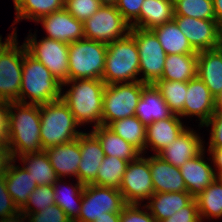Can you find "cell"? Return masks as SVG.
I'll return each mask as SVG.
<instances>
[{
  "mask_svg": "<svg viewBox=\"0 0 222 222\" xmlns=\"http://www.w3.org/2000/svg\"><path fill=\"white\" fill-rule=\"evenodd\" d=\"M105 83L102 79L68 80L61 87V99L69 107L77 123L97 127L102 125ZM70 88L64 91L65 87ZM65 93H64V92Z\"/></svg>",
  "mask_w": 222,
  "mask_h": 222,
  "instance_id": "obj_1",
  "label": "cell"
},
{
  "mask_svg": "<svg viewBox=\"0 0 222 222\" xmlns=\"http://www.w3.org/2000/svg\"><path fill=\"white\" fill-rule=\"evenodd\" d=\"M10 124L8 146L13 159L26 153L42 152L40 140V105L10 101Z\"/></svg>",
  "mask_w": 222,
  "mask_h": 222,
  "instance_id": "obj_2",
  "label": "cell"
},
{
  "mask_svg": "<svg viewBox=\"0 0 222 222\" xmlns=\"http://www.w3.org/2000/svg\"><path fill=\"white\" fill-rule=\"evenodd\" d=\"M61 86L40 61L28 52L24 54L19 103L42 105L59 100Z\"/></svg>",
  "mask_w": 222,
  "mask_h": 222,
  "instance_id": "obj_3",
  "label": "cell"
},
{
  "mask_svg": "<svg viewBox=\"0 0 222 222\" xmlns=\"http://www.w3.org/2000/svg\"><path fill=\"white\" fill-rule=\"evenodd\" d=\"M40 140L43 150L77 139L83 131L62 99L40 105Z\"/></svg>",
  "mask_w": 222,
  "mask_h": 222,
  "instance_id": "obj_4",
  "label": "cell"
},
{
  "mask_svg": "<svg viewBox=\"0 0 222 222\" xmlns=\"http://www.w3.org/2000/svg\"><path fill=\"white\" fill-rule=\"evenodd\" d=\"M139 66L138 47L135 38L129 33L107 44L102 80L105 84L140 81V77H137Z\"/></svg>",
  "mask_w": 222,
  "mask_h": 222,
  "instance_id": "obj_5",
  "label": "cell"
},
{
  "mask_svg": "<svg viewBox=\"0 0 222 222\" xmlns=\"http://www.w3.org/2000/svg\"><path fill=\"white\" fill-rule=\"evenodd\" d=\"M107 44L81 39L69 44L68 80L102 79Z\"/></svg>",
  "mask_w": 222,
  "mask_h": 222,
  "instance_id": "obj_6",
  "label": "cell"
},
{
  "mask_svg": "<svg viewBox=\"0 0 222 222\" xmlns=\"http://www.w3.org/2000/svg\"><path fill=\"white\" fill-rule=\"evenodd\" d=\"M146 83L106 84L103 96L102 125L109 126L112 122L135 115L142 89Z\"/></svg>",
  "mask_w": 222,
  "mask_h": 222,
  "instance_id": "obj_7",
  "label": "cell"
},
{
  "mask_svg": "<svg viewBox=\"0 0 222 222\" xmlns=\"http://www.w3.org/2000/svg\"><path fill=\"white\" fill-rule=\"evenodd\" d=\"M30 31L23 42L27 52L50 70L58 82L61 84L67 82L69 44L45 37L37 40L36 32L32 34Z\"/></svg>",
  "mask_w": 222,
  "mask_h": 222,
  "instance_id": "obj_8",
  "label": "cell"
},
{
  "mask_svg": "<svg viewBox=\"0 0 222 222\" xmlns=\"http://www.w3.org/2000/svg\"><path fill=\"white\" fill-rule=\"evenodd\" d=\"M84 38L110 44L130 33L131 25L115 5L103 4L92 17L83 22Z\"/></svg>",
  "mask_w": 222,
  "mask_h": 222,
  "instance_id": "obj_9",
  "label": "cell"
},
{
  "mask_svg": "<svg viewBox=\"0 0 222 222\" xmlns=\"http://www.w3.org/2000/svg\"><path fill=\"white\" fill-rule=\"evenodd\" d=\"M130 34L138 47L140 82L154 84L162 77L167 54L152 30L131 27Z\"/></svg>",
  "mask_w": 222,
  "mask_h": 222,
  "instance_id": "obj_10",
  "label": "cell"
},
{
  "mask_svg": "<svg viewBox=\"0 0 222 222\" xmlns=\"http://www.w3.org/2000/svg\"><path fill=\"white\" fill-rule=\"evenodd\" d=\"M125 202L119 189L87 184L83 189L81 209L73 222H94L103 213H121Z\"/></svg>",
  "mask_w": 222,
  "mask_h": 222,
  "instance_id": "obj_11",
  "label": "cell"
},
{
  "mask_svg": "<svg viewBox=\"0 0 222 222\" xmlns=\"http://www.w3.org/2000/svg\"><path fill=\"white\" fill-rule=\"evenodd\" d=\"M16 38L0 55V101L19 102L25 44Z\"/></svg>",
  "mask_w": 222,
  "mask_h": 222,
  "instance_id": "obj_12",
  "label": "cell"
},
{
  "mask_svg": "<svg viewBox=\"0 0 222 222\" xmlns=\"http://www.w3.org/2000/svg\"><path fill=\"white\" fill-rule=\"evenodd\" d=\"M119 191L126 203L136 204H142L154 194L149 156L141 154L128 163Z\"/></svg>",
  "mask_w": 222,
  "mask_h": 222,
  "instance_id": "obj_13",
  "label": "cell"
},
{
  "mask_svg": "<svg viewBox=\"0 0 222 222\" xmlns=\"http://www.w3.org/2000/svg\"><path fill=\"white\" fill-rule=\"evenodd\" d=\"M174 20L197 52L219 48L220 29L216 20L196 19L183 15H174Z\"/></svg>",
  "mask_w": 222,
  "mask_h": 222,
  "instance_id": "obj_14",
  "label": "cell"
},
{
  "mask_svg": "<svg viewBox=\"0 0 222 222\" xmlns=\"http://www.w3.org/2000/svg\"><path fill=\"white\" fill-rule=\"evenodd\" d=\"M215 113V96L210 92L205 83L196 76L187 82V91L183 111L179 114L181 118L196 116L200 121L199 127L209 121Z\"/></svg>",
  "mask_w": 222,
  "mask_h": 222,
  "instance_id": "obj_15",
  "label": "cell"
},
{
  "mask_svg": "<svg viewBox=\"0 0 222 222\" xmlns=\"http://www.w3.org/2000/svg\"><path fill=\"white\" fill-rule=\"evenodd\" d=\"M41 23L46 32L45 38L70 44L84 39L83 22L73 17L65 8L42 17Z\"/></svg>",
  "mask_w": 222,
  "mask_h": 222,
  "instance_id": "obj_16",
  "label": "cell"
},
{
  "mask_svg": "<svg viewBox=\"0 0 222 222\" xmlns=\"http://www.w3.org/2000/svg\"><path fill=\"white\" fill-rule=\"evenodd\" d=\"M199 135L196 130L187 127L169 146L157 155L179 168L205 149V141Z\"/></svg>",
  "mask_w": 222,
  "mask_h": 222,
  "instance_id": "obj_17",
  "label": "cell"
},
{
  "mask_svg": "<svg viewBox=\"0 0 222 222\" xmlns=\"http://www.w3.org/2000/svg\"><path fill=\"white\" fill-rule=\"evenodd\" d=\"M204 153L206 154L205 149L179 167L187 192L193 198L197 197L216 179L211 156L206 160Z\"/></svg>",
  "mask_w": 222,
  "mask_h": 222,
  "instance_id": "obj_18",
  "label": "cell"
},
{
  "mask_svg": "<svg viewBox=\"0 0 222 222\" xmlns=\"http://www.w3.org/2000/svg\"><path fill=\"white\" fill-rule=\"evenodd\" d=\"M81 161L79 163L77 180L83 185L91 184L97 177L98 168L105 155L98 138L85 131L79 136Z\"/></svg>",
  "mask_w": 222,
  "mask_h": 222,
  "instance_id": "obj_19",
  "label": "cell"
},
{
  "mask_svg": "<svg viewBox=\"0 0 222 222\" xmlns=\"http://www.w3.org/2000/svg\"><path fill=\"white\" fill-rule=\"evenodd\" d=\"M187 127L179 115L158 120L146 127L145 153L150 148L158 154L169 146ZM147 149V150H146Z\"/></svg>",
  "mask_w": 222,
  "mask_h": 222,
  "instance_id": "obj_20",
  "label": "cell"
},
{
  "mask_svg": "<svg viewBox=\"0 0 222 222\" xmlns=\"http://www.w3.org/2000/svg\"><path fill=\"white\" fill-rule=\"evenodd\" d=\"M154 193L187 191L180 169L163 160L157 154L149 156Z\"/></svg>",
  "mask_w": 222,
  "mask_h": 222,
  "instance_id": "obj_21",
  "label": "cell"
},
{
  "mask_svg": "<svg viewBox=\"0 0 222 222\" xmlns=\"http://www.w3.org/2000/svg\"><path fill=\"white\" fill-rule=\"evenodd\" d=\"M173 115L156 86L146 84L142 89L135 116L147 127L155 121L170 118Z\"/></svg>",
  "mask_w": 222,
  "mask_h": 222,
  "instance_id": "obj_22",
  "label": "cell"
},
{
  "mask_svg": "<svg viewBox=\"0 0 222 222\" xmlns=\"http://www.w3.org/2000/svg\"><path fill=\"white\" fill-rule=\"evenodd\" d=\"M45 151L58 178L62 179L63 177L66 179V176H68L76 177L75 179H77L81 161L79 137L72 142L47 148Z\"/></svg>",
  "mask_w": 222,
  "mask_h": 222,
  "instance_id": "obj_23",
  "label": "cell"
},
{
  "mask_svg": "<svg viewBox=\"0 0 222 222\" xmlns=\"http://www.w3.org/2000/svg\"><path fill=\"white\" fill-rule=\"evenodd\" d=\"M197 76L214 96L222 91V50L220 48L198 52Z\"/></svg>",
  "mask_w": 222,
  "mask_h": 222,
  "instance_id": "obj_24",
  "label": "cell"
},
{
  "mask_svg": "<svg viewBox=\"0 0 222 222\" xmlns=\"http://www.w3.org/2000/svg\"><path fill=\"white\" fill-rule=\"evenodd\" d=\"M15 163L16 160L14 159L5 174V184L14 204L20 210L26 204L29 195L37 187V183L26 169Z\"/></svg>",
  "mask_w": 222,
  "mask_h": 222,
  "instance_id": "obj_25",
  "label": "cell"
},
{
  "mask_svg": "<svg viewBox=\"0 0 222 222\" xmlns=\"http://www.w3.org/2000/svg\"><path fill=\"white\" fill-rule=\"evenodd\" d=\"M174 19V5L170 0H144L139 18L132 28L152 30Z\"/></svg>",
  "mask_w": 222,
  "mask_h": 222,
  "instance_id": "obj_26",
  "label": "cell"
},
{
  "mask_svg": "<svg viewBox=\"0 0 222 222\" xmlns=\"http://www.w3.org/2000/svg\"><path fill=\"white\" fill-rule=\"evenodd\" d=\"M91 132L98 138L105 156H115L128 162L137 159L142 153L108 126L100 125Z\"/></svg>",
  "mask_w": 222,
  "mask_h": 222,
  "instance_id": "obj_27",
  "label": "cell"
},
{
  "mask_svg": "<svg viewBox=\"0 0 222 222\" xmlns=\"http://www.w3.org/2000/svg\"><path fill=\"white\" fill-rule=\"evenodd\" d=\"M194 198L187 192L154 193L145 204L150 214L159 222L171 217Z\"/></svg>",
  "mask_w": 222,
  "mask_h": 222,
  "instance_id": "obj_28",
  "label": "cell"
},
{
  "mask_svg": "<svg viewBox=\"0 0 222 222\" xmlns=\"http://www.w3.org/2000/svg\"><path fill=\"white\" fill-rule=\"evenodd\" d=\"M156 34L165 53L168 54H198L190 45L184 33L179 29L175 20L152 29Z\"/></svg>",
  "mask_w": 222,
  "mask_h": 222,
  "instance_id": "obj_29",
  "label": "cell"
},
{
  "mask_svg": "<svg viewBox=\"0 0 222 222\" xmlns=\"http://www.w3.org/2000/svg\"><path fill=\"white\" fill-rule=\"evenodd\" d=\"M197 76V54H168L161 79L188 82Z\"/></svg>",
  "mask_w": 222,
  "mask_h": 222,
  "instance_id": "obj_30",
  "label": "cell"
},
{
  "mask_svg": "<svg viewBox=\"0 0 222 222\" xmlns=\"http://www.w3.org/2000/svg\"><path fill=\"white\" fill-rule=\"evenodd\" d=\"M64 2L65 0H13L16 13L10 28L20 20L28 19L36 23L42 17L64 9Z\"/></svg>",
  "mask_w": 222,
  "mask_h": 222,
  "instance_id": "obj_31",
  "label": "cell"
},
{
  "mask_svg": "<svg viewBox=\"0 0 222 222\" xmlns=\"http://www.w3.org/2000/svg\"><path fill=\"white\" fill-rule=\"evenodd\" d=\"M16 160H21L22 167L36 180L37 186L54 185L59 179L45 150L20 155Z\"/></svg>",
  "mask_w": 222,
  "mask_h": 222,
  "instance_id": "obj_32",
  "label": "cell"
},
{
  "mask_svg": "<svg viewBox=\"0 0 222 222\" xmlns=\"http://www.w3.org/2000/svg\"><path fill=\"white\" fill-rule=\"evenodd\" d=\"M62 181L63 178H59L53 185L55 204L61 207L73 222L80 213L83 189L85 185L77 179L75 180L76 184L73 185L65 184L64 181Z\"/></svg>",
  "mask_w": 222,
  "mask_h": 222,
  "instance_id": "obj_33",
  "label": "cell"
},
{
  "mask_svg": "<svg viewBox=\"0 0 222 222\" xmlns=\"http://www.w3.org/2000/svg\"><path fill=\"white\" fill-rule=\"evenodd\" d=\"M201 222L222 218V183L215 179L195 197Z\"/></svg>",
  "mask_w": 222,
  "mask_h": 222,
  "instance_id": "obj_34",
  "label": "cell"
},
{
  "mask_svg": "<svg viewBox=\"0 0 222 222\" xmlns=\"http://www.w3.org/2000/svg\"><path fill=\"white\" fill-rule=\"evenodd\" d=\"M108 127L145 154L146 126L135 115L116 120Z\"/></svg>",
  "mask_w": 222,
  "mask_h": 222,
  "instance_id": "obj_35",
  "label": "cell"
},
{
  "mask_svg": "<svg viewBox=\"0 0 222 222\" xmlns=\"http://www.w3.org/2000/svg\"><path fill=\"white\" fill-rule=\"evenodd\" d=\"M128 163L115 156H105L91 184L119 189Z\"/></svg>",
  "mask_w": 222,
  "mask_h": 222,
  "instance_id": "obj_36",
  "label": "cell"
},
{
  "mask_svg": "<svg viewBox=\"0 0 222 222\" xmlns=\"http://www.w3.org/2000/svg\"><path fill=\"white\" fill-rule=\"evenodd\" d=\"M170 110L179 115L183 111L187 82L158 80L154 83Z\"/></svg>",
  "mask_w": 222,
  "mask_h": 222,
  "instance_id": "obj_37",
  "label": "cell"
},
{
  "mask_svg": "<svg viewBox=\"0 0 222 222\" xmlns=\"http://www.w3.org/2000/svg\"><path fill=\"white\" fill-rule=\"evenodd\" d=\"M174 15L215 20L213 0H180L174 4Z\"/></svg>",
  "mask_w": 222,
  "mask_h": 222,
  "instance_id": "obj_38",
  "label": "cell"
},
{
  "mask_svg": "<svg viewBox=\"0 0 222 222\" xmlns=\"http://www.w3.org/2000/svg\"><path fill=\"white\" fill-rule=\"evenodd\" d=\"M53 185L37 186L29 195L26 204L20 209L23 213H36L54 205Z\"/></svg>",
  "mask_w": 222,
  "mask_h": 222,
  "instance_id": "obj_39",
  "label": "cell"
},
{
  "mask_svg": "<svg viewBox=\"0 0 222 222\" xmlns=\"http://www.w3.org/2000/svg\"><path fill=\"white\" fill-rule=\"evenodd\" d=\"M103 4L99 0H65L64 8L79 21H86Z\"/></svg>",
  "mask_w": 222,
  "mask_h": 222,
  "instance_id": "obj_40",
  "label": "cell"
},
{
  "mask_svg": "<svg viewBox=\"0 0 222 222\" xmlns=\"http://www.w3.org/2000/svg\"><path fill=\"white\" fill-rule=\"evenodd\" d=\"M144 206V207H143ZM146 209V210H145ZM120 222H158L146 205L127 203L120 213Z\"/></svg>",
  "mask_w": 222,
  "mask_h": 222,
  "instance_id": "obj_41",
  "label": "cell"
},
{
  "mask_svg": "<svg viewBox=\"0 0 222 222\" xmlns=\"http://www.w3.org/2000/svg\"><path fill=\"white\" fill-rule=\"evenodd\" d=\"M29 222H72L57 204L46 207L43 211L27 213Z\"/></svg>",
  "mask_w": 222,
  "mask_h": 222,
  "instance_id": "obj_42",
  "label": "cell"
},
{
  "mask_svg": "<svg viewBox=\"0 0 222 222\" xmlns=\"http://www.w3.org/2000/svg\"><path fill=\"white\" fill-rule=\"evenodd\" d=\"M159 222H201L196 199L194 198L188 205L180 208L171 217Z\"/></svg>",
  "mask_w": 222,
  "mask_h": 222,
  "instance_id": "obj_43",
  "label": "cell"
},
{
  "mask_svg": "<svg viewBox=\"0 0 222 222\" xmlns=\"http://www.w3.org/2000/svg\"><path fill=\"white\" fill-rule=\"evenodd\" d=\"M204 126L211 127L208 148H222V112H215Z\"/></svg>",
  "mask_w": 222,
  "mask_h": 222,
  "instance_id": "obj_44",
  "label": "cell"
},
{
  "mask_svg": "<svg viewBox=\"0 0 222 222\" xmlns=\"http://www.w3.org/2000/svg\"><path fill=\"white\" fill-rule=\"evenodd\" d=\"M143 1L144 0H117L115 6L124 19L132 25L139 18Z\"/></svg>",
  "mask_w": 222,
  "mask_h": 222,
  "instance_id": "obj_45",
  "label": "cell"
},
{
  "mask_svg": "<svg viewBox=\"0 0 222 222\" xmlns=\"http://www.w3.org/2000/svg\"><path fill=\"white\" fill-rule=\"evenodd\" d=\"M10 113V101H0V147H9Z\"/></svg>",
  "mask_w": 222,
  "mask_h": 222,
  "instance_id": "obj_46",
  "label": "cell"
},
{
  "mask_svg": "<svg viewBox=\"0 0 222 222\" xmlns=\"http://www.w3.org/2000/svg\"><path fill=\"white\" fill-rule=\"evenodd\" d=\"M18 207L14 204L12 197L7 191L5 184V175L0 176V219L17 213Z\"/></svg>",
  "mask_w": 222,
  "mask_h": 222,
  "instance_id": "obj_47",
  "label": "cell"
},
{
  "mask_svg": "<svg viewBox=\"0 0 222 222\" xmlns=\"http://www.w3.org/2000/svg\"><path fill=\"white\" fill-rule=\"evenodd\" d=\"M11 150L9 147H0V176L5 175L13 161Z\"/></svg>",
  "mask_w": 222,
  "mask_h": 222,
  "instance_id": "obj_48",
  "label": "cell"
},
{
  "mask_svg": "<svg viewBox=\"0 0 222 222\" xmlns=\"http://www.w3.org/2000/svg\"><path fill=\"white\" fill-rule=\"evenodd\" d=\"M206 151L211 156L215 172H222V148H208Z\"/></svg>",
  "mask_w": 222,
  "mask_h": 222,
  "instance_id": "obj_49",
  "label": "cell"
},
{
  "mask_svg": "<svg viewBox=\"0 0 222 222\" xmlns=\"http://www.w3.org/2000/svg\"><path fill=\"white\" fill-rule=\"evenodd\" d=\"M29 222L28 216L22 211H18L12 215L5 216L0 219V222Z\"/></svg>",
  "mask_w": 222,
  "mask_h": 222,
  "instance_id": "obj_50",
  "label": "cell"
},
{
  "mask_svg": "<svg viewBox=\"0 0 222 222\" xmlns=\"http://www.w3.org/2000/svg\"><path fill=\"white\" fill-rule=\"evenodd\" d=\"M2 35H0V55L1 53L16 39L17 37V30L14 27L11 34H8L4 41H2Z\"/></svg>",
  "mask_w": 222,
  "mask_h": 222,
  "instance_id": "obj_51",
  "label": "cell"
},
{
  "mask_svg": "<svg viewBox=\"0 0 222 222\" xmlns=\"http://www.w3.org/2000/svg\"><path fill=\"white\" fill-rule=\"evenodd\" d=\"M213 6L215 11V20L217 21L218 27L222 29V0H213Z\"/></svg>",
  "mask_w": 222,
  "mask_h": 222,
  "instance_id": "obj_52",
  "label": "cell"
},
{
  "mask_svg": "<svg viewBox=\"0 0 222 222\" xmlns=\"http://www.w3.org/2000/svg\"><path fill=\"white\" fill-rule=\"evenodd\" d=\"M94 222H120V213H103L99 219H96Z\"/></svg>",
  "mask_w": 222,
  "mask_h": 222,
  "instance_id": "obj_53",
  "label": "cell"
},
{
  "mask_svg": "<svg viewBox=\"0 0 222 222\" xmlns=\"http://www.w3.org/2000/svg\"><path fill=\"white\" fill-rule=\"evenodd\" d=\"M215 112H222V91L215 96Z\"/></svg>",
  "mask_w": 222,
  "mask_h": 222,
  "instance_id": "obj_54",
  "label": "cell"
},
{
  "mask_svg": "<svg viewBox=\"0 0 222 222\" xmlns=\"http://www.w3.org/2000/svg\"><path fill=\"white\" fill-rule=\"evenodd\" d=\"M102 4L115 5L117 0H99Z\"/></svg>",
  "mask_w": 222,
  "mask_h": 222,
  "instance_id": "obj_55",
  "label": "cell"
},
{
  "mask_svg": "<svg viewBox=\"0 0 222 222\" xmlns=\"http://www.w3.org/2000/svg\"><path fill=\"white\" fill-rule=\"evenodd\" d=\"M216 173V179L222 183V172H215Z\"/></svg>",
  "mask_w": 222,
  "mask_h": 222,
  "instance_id": "obj_56",
  "label": "cell"
},
{
  "mask_svg": "<svg viewBox=\"0 0 222 222\" xmlns=\"http://www.w3.org/2000/svg\"><path fill=\"white\" fill-rule=\"evenodd\" d=\"M219 48L222 50V29L220 30V46Z\"/></svg>",
  "mask_w": 222,
  "mask_h": 222,
  "instance_id": "obj_57",
  "label": "cell"
},
{
  "mask_svg": "<svg viewBox=\"0 0 222 222\" xmlns=\"http://www.w3.org/2000/svg\"><path fill=\"white\" fill-rule=\"evenodd\" d=\"M178 1H180V0H170V2L174 5V4H176Z\"/></svg>",
  "mask_w": 222,
  "mask_h": 222,
  "instance_id": "obj_58",
  "label": "cell"
}]
</instances>
